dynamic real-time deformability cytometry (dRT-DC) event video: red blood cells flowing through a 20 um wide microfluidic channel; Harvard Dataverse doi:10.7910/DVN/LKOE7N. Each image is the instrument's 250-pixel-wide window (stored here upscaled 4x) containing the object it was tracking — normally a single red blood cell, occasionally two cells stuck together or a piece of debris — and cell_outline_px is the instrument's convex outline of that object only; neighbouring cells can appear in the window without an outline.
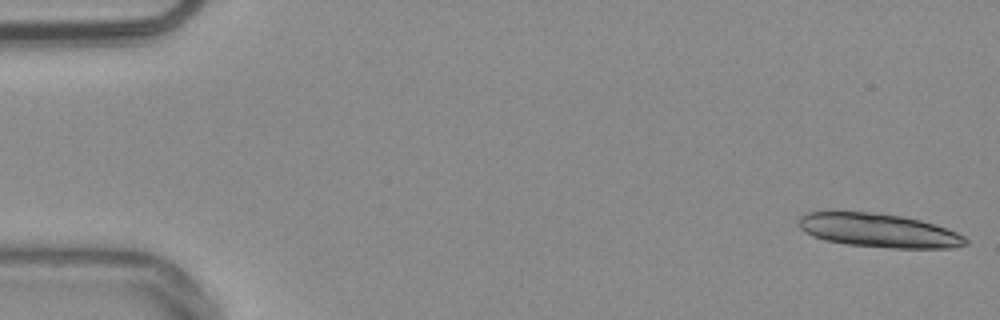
{"species": "common noctule bat (a hibernating species)", "species_latin": "Nyctalus noctula", "temperature_condition": "warm", "stored_images_in_passage": 16, "camera_frame_rate_fps": 3000, "um_per_image_px": 0.085, "animal": {"sex": "male", "body_mass_g": 20.4}, "frame": {"image": 1, "passage_image": 1, "time_ms": 0.0, "image_size_px": [1000, 320], "cell_outline_px": [[968, 244], [956, 248], [892, 248], [848, 244], [824, 240], [812, 236], [804, 232], [800, 228], [796, 220], [800, 216], [808, 212], [864, 212], [904, 216], [936, 224], [956, 232], [964, 236], [968, 240]], "centroid_in_image_um": [74.7, 19.59], "position_along_channel_um": 10.3, "area_um2": 32.95}}